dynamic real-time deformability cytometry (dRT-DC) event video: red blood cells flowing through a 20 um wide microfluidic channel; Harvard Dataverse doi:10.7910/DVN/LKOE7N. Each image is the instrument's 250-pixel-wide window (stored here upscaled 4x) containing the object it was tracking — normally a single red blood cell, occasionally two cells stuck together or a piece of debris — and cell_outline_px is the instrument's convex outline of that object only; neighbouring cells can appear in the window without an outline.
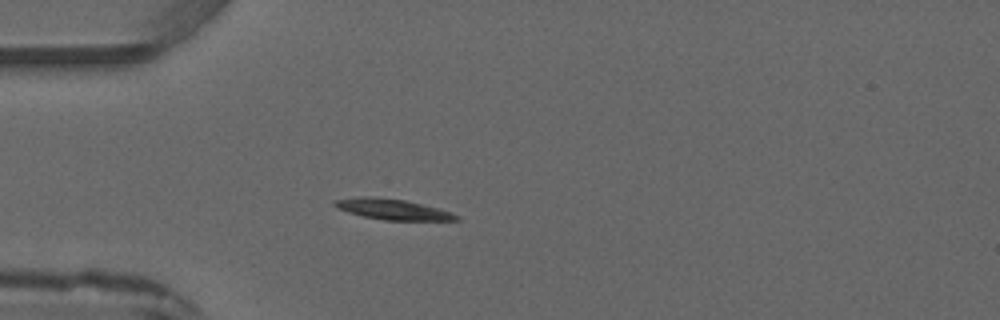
{"species": "common noctule bat (a hibernating species)", "species_latin": "Nyctalus noctula", "temperature_condition": "warm", "stored_images_in_passage": 4, "camera_frame_rate_fps": 3000, "um_per_image_px": 0.085, "animal": {"sex": "male", "forearm_length_mm": 52.5}, "frame": {"image": 1, "passage_image": 4, "time_ms": 3.333, "image_size_px": [1000, 320], "cell_outline_px": [[460, 220], [384, 220], [364, 216], [348, 212], [336, 208], [332, 204], [332, 200], [364, 196], [372, 196], [404, 200], [436, 208], [460, 216]], "centroid_in_image_um": [33.29, 17.78], "position_along_channel_um": 51.7, "area_um2": 14.39}}